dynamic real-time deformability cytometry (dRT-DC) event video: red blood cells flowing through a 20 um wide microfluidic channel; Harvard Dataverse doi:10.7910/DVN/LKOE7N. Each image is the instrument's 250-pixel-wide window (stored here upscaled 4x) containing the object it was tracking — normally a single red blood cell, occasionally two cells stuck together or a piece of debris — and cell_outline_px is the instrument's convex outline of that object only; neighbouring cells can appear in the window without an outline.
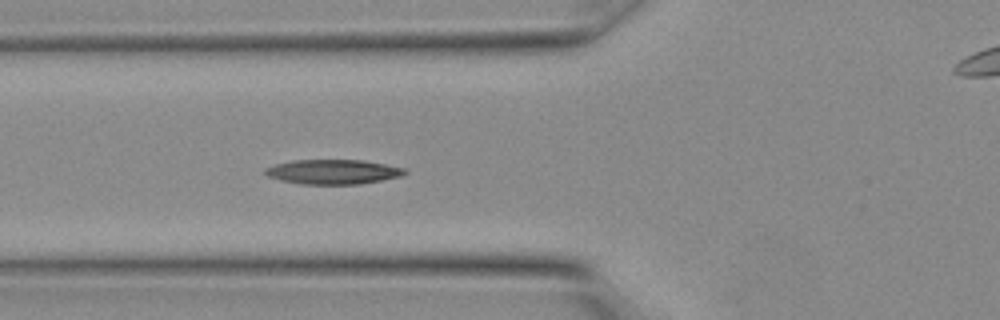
{"species": "Egyptian fruit bat (a non-hibernating species)", "species_latin": "Rousettus aegyptiacus", "temperature_condition": "warm", "stored_images_in_passage": 12, "camera_frame_rate_fps": 3000, "um_per_image_px": 0.085, "animal": {"sex": "female"}, "frame": {"image": 1, "passage_image": 12, "time_ms": 3.667, "image_size_px": [1000, 320], "cell_outline_px": [[408, 172], [400, 176], [360, 184], [300, 184], [280, 180], [268, 176], [264, 172], [264, 168], [276, 164], [292, 160], [364, 160], [408, 168]], "centroid_in_image_um": [28.32, 14.6], "position_along_channel_um": 97.5, "area_um2": 20.11}}